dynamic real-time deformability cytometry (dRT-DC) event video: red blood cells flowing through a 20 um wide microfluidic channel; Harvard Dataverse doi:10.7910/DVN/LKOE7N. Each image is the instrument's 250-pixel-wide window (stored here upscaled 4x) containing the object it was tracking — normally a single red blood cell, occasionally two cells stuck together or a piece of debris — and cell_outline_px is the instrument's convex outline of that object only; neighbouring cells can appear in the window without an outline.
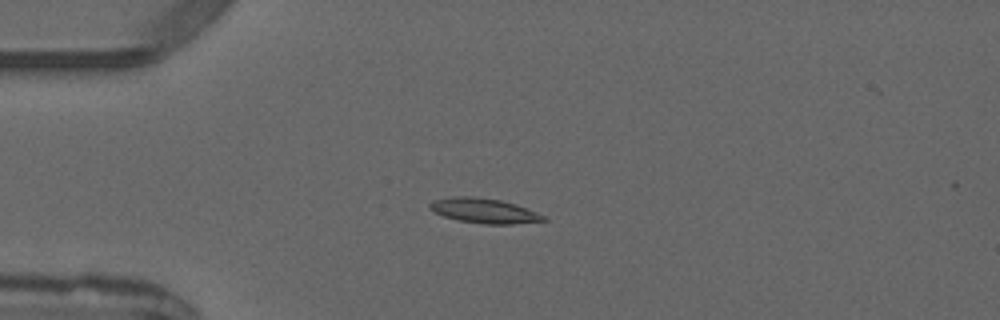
{"species": "common noctule bat (a hibernating species)", "species_latin": "Nyctalus noctula", "temperature_condition": "warm", "stored_images_in_passage": 7, "camera_frame_rate_fps": 3000, "um_per_image_px": 0.085, "animal": {"sex": "male", "forearm_length_mm": 52.5}, "frame": {"image": 1, "passage_image": 4, "time_ms": 3.667, "image_size_px": [1000, 320], "cell_outline_px": [[548, 220], [512, 224], [484, 224], [460, 220], [444, 216], [436, 212], [428, 204], [436, 200], [452, 196], [472, 196], [500, 200], [516, 204], [536, 212], [544, 216]], "centroid_in_image_um": [41.18, 17.91], "position_along_channel_um": 43.8, "area_um2": 16.13}}